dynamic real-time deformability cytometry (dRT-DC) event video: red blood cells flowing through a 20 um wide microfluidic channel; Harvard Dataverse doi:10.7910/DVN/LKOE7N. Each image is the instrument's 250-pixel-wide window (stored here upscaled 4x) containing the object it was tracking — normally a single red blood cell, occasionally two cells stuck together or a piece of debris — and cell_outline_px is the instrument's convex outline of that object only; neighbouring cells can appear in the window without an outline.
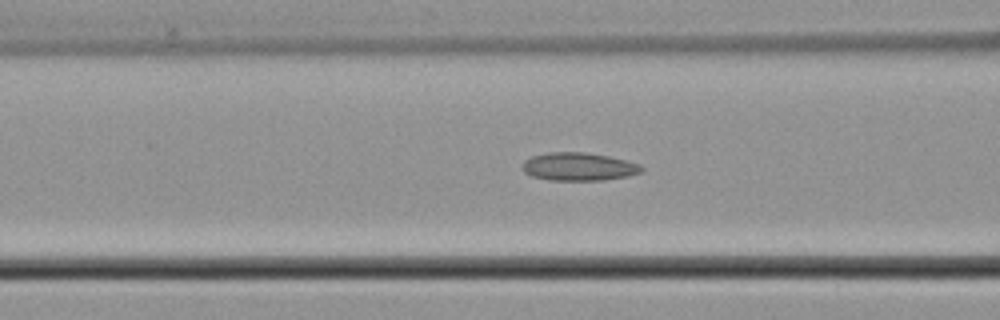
{"species": "common noctule bat (a hibernating species)", "species_latin": "Nyctalus noctula", "temperature_condition": "cold", "stored_images_in_passage": 38, "camera_frame_rate_fps": 3000, "um_per_image_px": 0.085, "animal": {"sex": "male", "body_mass_g": 21.5, "forearm_length_mm": 52.0}, "frame": {"image": 1, "passage_image": 17, "time_ms": 5.333, "image_size_px": [1000, 320], "cell_outline_px": [[644, 172], [628, 176], [604, 180], [548, 180], [532, 176], [524, 172], [520, 168], [524, 160], [532, 156], [548, 152], [584, 152], [608, 156], [640, 164], [644, 168]], "centroid_in_image_um": [49.18, 14.17], "position_along_channel_um": 117.4, "area_um2": 19.65}}
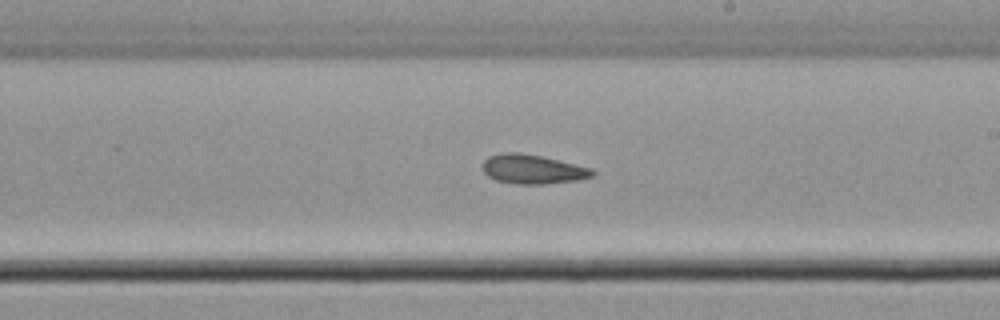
{"frame": {"image": 2, "passage_image": 27, "time_ms": 8.667, "image_size_px": [1000, 320], "cell_outline_px": [[596, 172], [592, 176], [576, 180], [544, 184], [516, 184], [496, 180], [488, 176], [484, 172], [484, 160], [488, 156], [504, 152], [520, 152], [540, 156], [592, 168]], "centroid_in_image_um": [45.27, 14.38], "position_along_channel_um": 243.7, "area_um2": 18.55}}
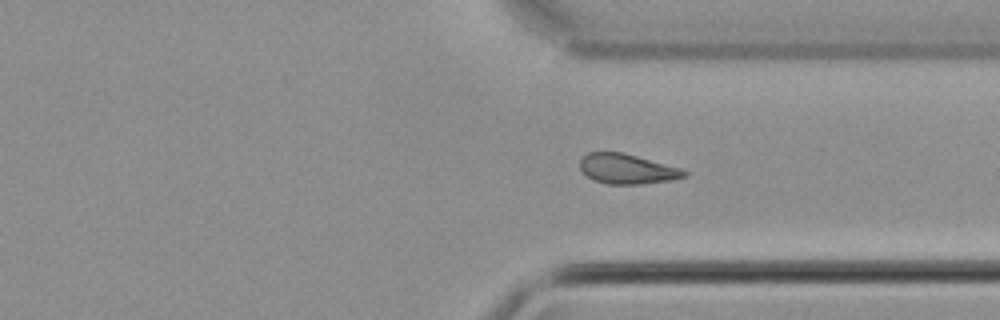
{"frame": {"image": 3, "passage_image": 36, "time_ms": 11.667, "image_size_px": [1000, 320], "cell_outline_px": [[688, 176], [672, 180], [640, 184], [604, 184], [588, 176], [580, 168], [580, 160], [588, 152], [624, 152], [680, 168], [688, 172]], "centroid_in_image_um": [53.33, 14.36], "position_along_channel_um": 358.1, "area_um2": 18.15}}